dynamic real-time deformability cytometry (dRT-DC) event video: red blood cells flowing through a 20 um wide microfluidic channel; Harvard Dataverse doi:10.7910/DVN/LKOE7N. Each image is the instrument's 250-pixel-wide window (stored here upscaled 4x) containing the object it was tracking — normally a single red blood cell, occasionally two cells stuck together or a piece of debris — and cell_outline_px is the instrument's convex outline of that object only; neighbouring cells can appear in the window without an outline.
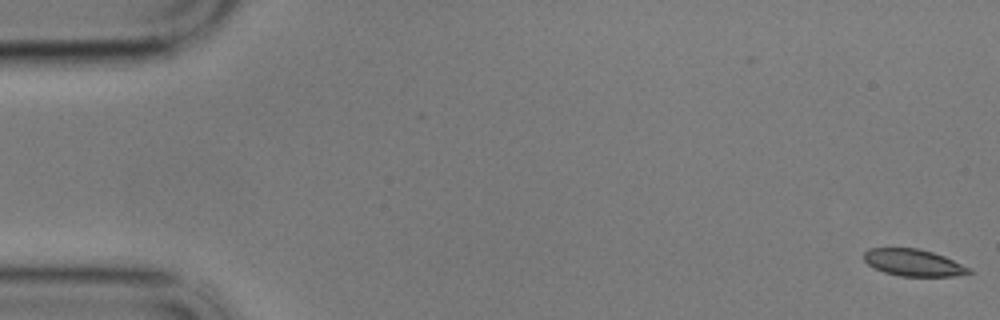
{"species": "common noctule bat (a hibernating species)", "species_latin": "Nyctalus noctula", "temperature_condition": "cold", "stored_images_in_passage": 13, "camera_frame_rate_fps": 3000, "um_per_image_px": 0.085, "animal": {"sex": "male", "body_mass_g": 17.9}, "frame": {"image": 1, "passage_image": 1, "time_ms": 0.0, "image_size_px": [1000, 320], "cell_outline_px": [[972, 272], [952, 276], [900, 276], [884, 272], [868, 264], [864, 260], [864, 252], [868, 248], [920, 248], [944, 256], [972, 268]], "centroid_in_image_um": [77.65, 22.32], "position_along_channel_um": 7.4, "area_um2": 16.42}}